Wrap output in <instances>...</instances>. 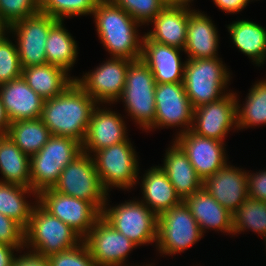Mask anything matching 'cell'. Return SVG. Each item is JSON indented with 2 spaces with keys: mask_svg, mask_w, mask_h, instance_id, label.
<instances>
[{
  "mask_svg": "<svg viewBox=\"0 0 266 266\" xmlns=\"http://www.w3.org/2000/svg\"><path fill=\"white\" fill-rule=\"evenodd\" d=\"M25 248H16L14 246L5 245L0 243V266H12L13 260L16 256L14 255V250L18 252Z\"/></svg>",
  "mask_w": 266,
  "mask_h": 266,
  "instance_id": "ee69618b",
  "label": "cell"
},
{
  "mask_svg": "<svg viewBox=\"0 0 266 266\" xmlns=\"http://www.w3.org/2000/svg\"><path fill=\"white\" fill-rule=\"evenodd\" d=\"M38 203L51 215L71 227L82 238L102 216V212L93 203L61 194L52 188L38 194Z\"/></svg>",
  "mask_w": 266,
  "mask_h": 266,
  "instance_id": "8fae6325",
  "label": "cell"
},
{
  "mask_svg": "<svg viewBox=\"0 0 266 266\" xmlns=\"http://www.w3.org/2000/svg\"><path fill=\"white\" fill-rule=\"evenodd\" d=\"M0 243L24 247V229L13 219L0 213Z\"/></svg>",
  "mask_w": 266,
  "mask_h": 266,
  "instance_id": "ab89813d",
  "label": "cell"
},
{
  "mask_svg": "<svg viewBox=\"0 0 266 266\" xmlns=\"http://www.w3.org/2000/svg\"><path fill=\"white\" fill-rule=\"evenodd\" d=\"M6 35L0 38V84L18 79L22 75L17 47Z\"/></svg>",
  "mask_w": 266,
  "mask_h": 266,
  "instance_id": "d590c367",
  "label": "cell"
},
{
  "mask_svg": "<svg viewBox=\"0 0 266 266\" xmlns=\"http://www.w3.org/2000/svg\"><path fill=\"white\" fill-rule=\"evenodd\" d=\"M232 215L233 235L249 229L266 240V202L247 197Z\"/></svg>",
  "mask_w": 266,
  "mask_h": 266,
  "instance_id": "836d02e7",
  "label": "cell"
},
{
  "mask_svg": "<svg viewBox=\"0 0 266 266\" xmlns=\"http://www.w3.org/2000/svg\"><path fill=\"white\" fill-rule=\"evenodd\" d=\"M7 135L29 157L38 153L52 136L40 118L11 122Z\"/></svg>",
  "mask_w": 266,
  "mask_h": 266,
  "instance_id": "1f68e13d",
  "label": "cell"
},
{
  "mask_svg": "<svg viewBox=\"0 0 266 266\" xmlns=\"http://www.w3.org/2000/svg\"><path fill=\"white\" fill-rule=\"evenodd\" d=\"M102 187L131 189L138 183L139 163L129 138L119 144L102 148L91 155Z\"/></svg>",
  "mask_w": 266,
  "mask_h": 266,
  "instance_id": "52a82bcc",
  "label": "cell"
},
{
  "mask_svg": "<svg viewBox=\"0 0 266 266\" xmlns=\"http://www.w3.org/2000/svg\"><path fill=\"white\" fill-rule=\"evenodd\" d=\"M172 143L173 146L167 148L165 158H163V166L160 167L166 173L176 193L183 200L199 191L202 188L203 181L196 174L194 167L181 147L175 141Z\"/></svg>",
  "mask_w": 266,
  "mask_h": 266,
  "instance_id": "d4e9b609",
  "label": "cell"
},
{
  "mask_svg": "<svg viewBox=\"0 0 266 266\" xmlns=\"http://www.w3.org/2000/svg\"><path fill=\"white\" fill-rule=\"evenodd\" d=\"M203 235L183 201L158 216L156 248L162 255L184 252Z\"/></svg>",
  "mask_w": 266,
  "mask_h": 266,
  "instance_id": "30bf717a",
  "label": "cell"
},
{
  "mask_svg": "<svg viewBox=\"0 0 266 266\" xmlns=\"http://www.w3.org/2000/svg\"><path fill=\"white\" fill-rule=\"evenodd\" d=\"M124 9L141 26L149 25L165 7L162 0H112Z\"/></svg>",
  "mask_w": 266,
  "mask_h": 266,
  "instance_id": "8d00e7d4",
  "label": "cell"
},
{
  "mask_svg": "<svg viewBox=\"0 0 266 266\" xmlns=\"http://www.w3.org/2000/svg\"><path fill=\"white\" fill-rule=\"evenodd\" d=\"M218 30L210 17L204 12L194 10L189 15L187 38L184 52L187 59H206L218 57Z\"/></svg>",
  "mask_w": 266,
  "mask_h": 266,
  "instance_id": "cb8c5ba5",
  "label": "cell"
},
{
  "mask_svg": "<svg viewBox=\"0 0 266 266\" xmlns=\"http://www.w3.org/2000/svg\"><path fill=\"white\" fill-rule=\"evenodd\" d=\"M231 40L239 51L257 66L266 60V29L253 21L238 20L227 26Z\"/></svg>",
  "mask_w": 266,
  "mask_h": 266,
  "instance_id": "83f0119b",
  "label": "cell"
},
{
  "mask_svg": "<svg viewBox=\"0 0 266 266\" xmlns=\"http://www.w3.org/2000/svg\"><path fill=\"white\" fill-rule=\"evenodd\" d=\"M202 188L233 214L248 197L247 171L226 164L206 178Z\"/></svg>",
  "mask_w": 266,
  "mask_h": 266,
  "instance_id": "ac0fdd59",
  "label": "cell"
},
{
  "mask_svg": "<svg viewBox=\"0 0 266 266\" xmlns=\"http://www.w3.org/2000/svg\"><path fill=\"white\" fill-rule=\"evenodd\" d=\"M99 0H39V10L54 19L93 14Z\"/></svg>",
  "mask_w": 266,
  "mask_h": 266,
  "instance_id": "e575fe53",
  "label": "cell"
},
{
  "mask_svg": "<svg viewBox=\"0 0 266 266\" xmlns=\"http://www.w3.org/2000/svg\"><path fill=\"white\" fill-rule=\"evenodd\" d=\"M52 189L93 203L101 212L109 195L102 187L92 156L84 152L62 170Z\"/></svg>",
  "mask_w": 266,
  "mask_h": 266,
  "instance_id": "9c48e42d",
  "label": "cell"
},
{
  "mask_svg": "<svg viewBox=\"0 0 266 266\" xmlns=\"http://www.w3.org/2000/svg\"><path fill=\"white\" fill-rule=\"evenodd\" d=\"M184 50L158 43L143 35L141 59L153 73L156 83H181L185 72V62H181L180 52Z\"/></svg>",
  "mask_w": 266,
  "mask_h": 266,
  "instance_id": "ffe728a7",
  "label": "cell"
},
{
  "mask_svg": "<svg viewBox=\"0 0 266 266\" xmlns=\"http://www.w3.org/2000/svg\"><path fill=\"white\" fill-rule=\"evenodd\" d=\"M50 266H97L84 242L76 247L48 256Z\"/></svg>",
  "mask_w": 266,
  "mask_h": 266,
  "instance_id": "f35d334b",
  "label": "cell"
},
{
  "mask_svg": "<svg viewBox=\"0 0 266 266\" xmlns=\"http://www.w3.org/2000/svg\"><path fill=\"white\" fill-rule=\"evenodd\" d=\"M21 76L44 100L60 95L75 81L65 70L48 63L24 67Z\"/></svg>",
  "mask_w": 266,
  "mask_h": 266,
  "instance_id": "4316f807",
  "label": "cell"
},
{
  "mask_svg": "<svg viewBox=\"0 0 266 266\" xmlns=\"http://www.w3.org/2000/svg\"><path fill=\"white\" fill-rule=\"evenodd\" d=\"M237 98V94L229 90L221 99L194 108L191 131L224 142L231 128L237 129Z\"/></svg>",
  "mask_w": 266,
  "mask_h": 266,
  "instance_id": "2e32d148",
  "label": "cell"
},
{
  "mask_svg": "<svg viewBox=\"0 0 266 266\" xmlns=\"http://www.w3.org/2000/svg\"><path fill=\"white\" fill-rule=\"evenodd\" d=\"M10 124L0 97V135H7Z\"/></svg>",
  "mask_w": 266,
  "mask_h": 266,
  "instance_id": "f6af8a7d",
  "label": "cell"
},
{
  "mask_svg": "<svg viewBox=\"0 0 266 266\" xmlns=\"http://www.w3.org/2000/svg\"><path fill=\"white\" fill-rule=\"evenodd\" d=\"M141 181V201L157 216L183 201L160 166L148 169Z\"/></svg>",
  "mask_w": 266,
  "mask_h": 266,
  "instance_id": "484cf974",
  "label": "cell"
},
{
  "mask_svg": "<svg viewBox=\"0 0 266 266\" xmlns=\"http://www.w3.org/2000/svg\"><path fill=\"white\" fill-rule=\"evenodd\" d=\"M156 82L147 64L140 58L128 64L126 83L118 101L124 102L132 120L146 129L154 122Z\"/></svg>",
  "mask_w": 266,
  "mask_h": 266,
  "instance_id": "8992f818",
  "label": "cell"
},
{
  "mask_svg": "<svg viewBox=\"0 0 266 266\" xmlns=\"http://www.w3.org/2000/svg\"><path fill=\"white\" fill-rule=\"evenodd\" d=\"M221 60L219 57L186 60L183 85L193 108L226 95L224 90L231 73Z\"/></svg>",
  "mask_w": 266,
  "mask_h": 266,
  "instance_id": "277c9868",
  "label": "cell"
},
{
  "mask_svg": "<svg viewBox=\"0 0 266 266\" xmlns=\"http://www.w3.org/2000/svg\"><path fill=\"white\" fill-rule=\"evenodd\" d=\"M107 201L108 198L102 210V217L116 231L125 235L137 246L156 243L158 216L141 200L125 201L110 208Z\"/></svg>",
  "mask_w": 266,
  "mask_h": 266,
  "instance_id": "ba28073f",
  "label": "cell"
},
{
  "mask_svg": "<svg viewBox=\"0 0 266 266\" xmlns=\"http://www.w3.org/2000/svg\"><path fill=\"white\" fill-rule=\"evenodd\" d=\"M25 194H32L38 199V194L31 187H23L0 181V213L13 219L24 230L28 227L32 210L35 206V204L31 205V203H28L25 199Z\"/></svg>",
  "mask_w": 266,
  "mask_h": 266,
  "instance_id": "4dcf8cb0",
  "label": "cell"
},
{
  "mask_svg": "<svg viewBox=\"0 0 266 266\" xmlns=\"http://www.w3.org/2000/svg\"><path fill=\"white\" fill-rule=\"evenodd\" d=\"M237 103V128L238 130L258 125H266V79L257 81L249 90L245 104L241 107ZM241 108V109H240Z\"/></svg>",
  "mask_w": 266,
  "mask_h": 266,
  "instance_id": "d6a6232c",
  "label": "cell"
},
{
  "mask_svg": "<svg viewBox=\"0 0 266 266\" xmlns=\"http://www.w3.org/2000/svg\"><path fill=\"white\" fill-rule=\"evenodd\" d=\"M94 108L82 142V152L94 153L102 148L122 143L128 139L127 128L121 114L101 108Z\"/></svg>",
  "mask_w": 266,
  "mask_h": 266,
  "instance_id": "d6986e66",
  "label": "cell"
},
{
  "mask_svg": "<svg viewBox=\"0 0 266 266\" xmlns=\"http://www.w3.org/2000/svg\"><path fill=\"white\" fill-rule=\"evenodd\" d=\"M92 15L97 35L111 57L141 58L143 36L137 30L141 25L124 9L112 0H99Z\"/></svg>",
  "mask_w": 266,
  "mask_h": 266,
  "instance_id": "7a4b0ae2",
  "label": "cell"
},
{
  "mask_svg": "<svg viewBox=\"0 0 266 266\" xmlns=\"http://www.w3.org/2000/svg\"><path fill=\"white\" fill-rule=\"evenodd\" d=\"M81 153L80 142L52 135L40 151L30 157L31 189L39 194L53 188L62 170Z\"/></svg>",
  "mask_w": 266,
  "mask_h": 266,
  "instance_id": "5b68a950",
  "label": "cell"
},
{
  "mask_svg": "<svg viewBox=\"0 0 266 266\" xmlns=\"http://www.w3.org/2000/svg\"><path fill=\"white\" fill-rule=\"evenodd\" d=\"M83 242L97 266H125L129 253L137 247L102 216L83 238Z\"/></svg>",
  "mask_w": 266,
  "mask_h": 266,
  "instance_id": "9a60e30c",
  "label": "cell"
},
{
  "mask_svg": "<svg viewBox=\"0 0 266 266\" xmlns=\"http://www.w3.org/2000/svg\"><path fill=\"white\" fill-rule=\"evenodd\" d=\"M183 202L203 234L207 229L233 234L232 213L220 205L204 188L187 196Z\"/></svg>",
  "mask_w": 266,
  "mask_h": 266,
  "instance_id": "7402d4cb",
  "label": "cell"
},
{
  "mask_svg": "<svg viewBox=\"0 0 266 266\" xmlns=\"http://www.w3.org/2000/svg\"><path fill=\"white\" fill-rule=\"evenodd\" d=\"M57 19L41 12L10 25L8 32L16 35V47L22 69L47 63L46 41Z\"/></svg>",
  "mask_w": 266,
  "mask_h": 266,
  "instance_id": "7c38bea8",
  "label": "cell"
},
{
  "mask_svg": "<svg viewBox=\"0 0 266 266\" xmlns=\"http://www.w3.org/2000/svg\"><path fill=\"white\" fill-rule=\"evenodd\" d=\"M155 119L146 129L162 127H182L178 134L191 130L193 112L189 98L181 83H156L155 87ZM184 128V129H183Z\"/></svg>",
  "mask_w": 266,
  "mask_h": 266,
  "instance_id": "4fadbf2b",
  "label": "cell"
},
{
  "mask_svg": "<svg viewBox=\"0 0 266 266\" xmlns=\"http://www.w3.org/2000/svg\"><path fill=\"white\" fill-rule=\"evenodd\" d=\"M7 26L0 20V38L8 31Z\"/></svg>",
  "mask_w": 266,
  "mask_h": 266,
  "instance_id": "7dc6e473",
  "label": "cell"
},
{
  "mask_svg": "<svg viewBox=\"0 0 266 266\" xmlns=\"http://www.w3.org/2000/svg\"><path fill=\"white\" fill-rule=\"evenodd\" d=\"M12 266H50L48 257L28 249V252L15 256Z\"/></svg>",
  "mask_w": 266,
  "mask_h": 266,
  "instance_id": "b9f144b4",
  "label": "cell"
},
{
  "mask_svg": "<svg viewBox=\"0 0 266 266\" xmlns=\"http://www.w3.org/2000/svg\"><path fill=\"white\" fill-rule=\"evenodd\" d=\"M252 1V0H251ZM219 9L226 13H237L242 11L250 2V0H213Z\"/></svg>",
  "mask_w": 266,
  "mask_h": 266,
  "instance_id": "7bdbcfd3",
  "label": "cell"
},
{
  "mask_svg": "<svg viewBox=\"0 0 266 266\" xmlns=\"http://www.w3.org/2000/svg\"><path fill=\"white\" fill-rule=\"evenodd\" d=\"M173 140L185 152L202 181L227 164L223 141L199 136L191 130L177 134Z\"/></svg>",
  "mask_w": 266,
  "mask_h": 266,
  "instance_id": "e0dca14e",
  "label": "cell"
},
{
  "mask_svg": "<svg viewBox=\"0 0 266 266\" xmlns=\"http://www.w3.org/2000/svg\"><path fill=\"white\" fill-rule=\"evenodd\" d=\"M248 197L266 202V171L247 172Z\"/></svg>",
  "mask_w": 266,
  "mask_h": 266,
  "instance_id": "60d3db41",
  "label": "cell"
},
{
  "mask_svg": "<svg viewBox=\"0 0 266 266\" xmlns=\"http://www.w3.org/2000/svg\"><path fill=\"white\" fill-rule=\"evenodd\" d=\"M0 97L10 122L39 119L44 99L21 76L0 84Z\"/></svg>",
  "mask_w": 266,
  "mask_h": 266,
  "instance_id": "44dd1931",
  "label": "cell"
},
{
  "mask_svg": "<svg viewBox=\"0 0 266 266\" xmlns=\"http://www.w3.org/2000/svg\"><path fill=\"white\" fill-rule=\"evenodd\" d=\"M132 60L111 57L92 72L83 74L82 78L74 77L75 82L88 93L98 105L118 102L125 83L128 64Z\"/></svg>",
  "mask_w": 266,
  "mask_h": 266,
  "instance_id": "5bb4252c",
  "label": "cell"
},
{
  "mask_svg": "<svg viewBox=\"0 0 266 266\" xmlns=\"http://www.w3.org/2000/svg\"><path fill=\"white\" fill-rule=\"evenodd\" d=\"M163 4L165 6H172V7H185V8H190V3L193 0H162ZM190 2V3H189Z\"/></svg>",
  "mask_w": 266,
  "mask_h": 266,
  "instance_id": "bcb514c9",
  "label": "cell"
},
{
  "mask_svg": "<svg viewBox=\"0 0 266 266\" xmlns=\"http://www.w3.org/2000/svg\"><path fill=\"white\" fill-rule=\"evenodd\" d=\"M35 200L28 227L24 230V247L48 257L83 242L77 232L46 211L38 199Z\"/></svg>",
  "mask_w": 266,
  "mask_h": 266,
  "instance_id": "3957f363",
  "label": "cell"
},
{
  "mask_svg": "<svg viewBox=\"0 0 266 266\" xmlns=\"http://www.w3.org/2000/svg\"><path fill=\"white\" fill-rule=\"evenodd\" d=\"M39 12V0H0V20L7 27Z\"/></svg>",
  "mask_w": 266,
  "mask_h": 266,
  "instance_id": "74e56055",
  "label": "cell"
},
{
  "mask_svg": "<svg viewBox=\"0 0 266 266\" xmlns=\"http://www.w3.org/2000/svg\"><path fill=\"white\" fill-rule=\"evenodd\" d=\"M97 102L75 81L60 95L44 101L40 119L52 135L82 142Z\"/></svg>",
  "mask_w": 266,
  "mask_h": 266,
  "instance_id": "6da1fadb",
  "label": "cell"
},
{
  "mask_svg": "<svg viewBox=\"0 0 266 266\" xmlns=\"http://www.w3.org/2000/svg\"><path fill=\"white\" fill-rule=\"evenodd\" d=\"M191 10L185 7L165 6L151 21L153 29L144 35L158 43L184 50L187 38V27Z\"/></svg>",
  "mask_w": 266,
  "mask_h": 266,
  "instance_id": "603a6c76",
  "label": "cell"
},
{
  "mask_svg": "<svg viewBox=\"0 0 266 266\" xmlns=\"http://www.w3.org/2000/svg\"><path fill=\"white\" fill-rule=\"evenodd\" d=\"M0 173L1 182L31 187L30 157L8 135H0Z\"/></svg>",
  "mask_w": 266,
  "mask_h": 266,
  "instance_id": "f1b7e54d",
  "label": "cell"
},
{
  "mask_svg": "<svg viewBox=\"0 0 266 266\" xmlns=\"http://www.w3.org/2000/svg\"><path fill=\"white\" fill-rule=\"evenodd\" d=\"M45 48L48 64L60 67L67 73L74 66L78 46L73 36L64 28L62 20H58L50 28Z\"/></svg>",
  "mask_w": 266,
  "mask_h": 266,
  "instance_id": "f546056e",
  "label": "cell"
}]
</instances>
